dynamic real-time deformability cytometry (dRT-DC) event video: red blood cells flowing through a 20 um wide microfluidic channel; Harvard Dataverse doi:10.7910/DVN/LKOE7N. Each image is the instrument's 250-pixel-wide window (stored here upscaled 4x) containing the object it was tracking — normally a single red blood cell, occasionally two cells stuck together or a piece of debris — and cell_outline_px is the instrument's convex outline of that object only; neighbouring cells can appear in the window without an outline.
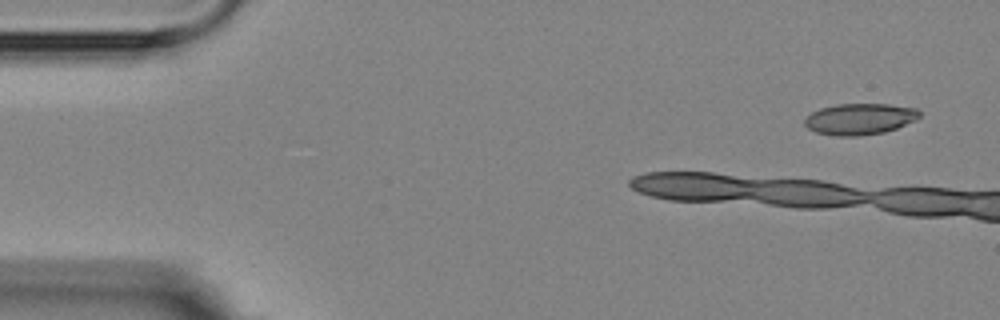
{"species": "Egyptian fruit bat (a non-hibernating species)", "species_latin": "Rousettus aegyptiacus", "temperature_condition": "room temperature", "stored_images_in_passage": 3, "camera_frame_rate_fps": 3000, "um_per_image_px": 0.085, "animal": {"sex": "female"}, "frame": {"image": 1, "passage_image": 1, "time_ms": 0.0, "image_size_px": [1000, 320], "cell_outline_px": [[920, 116], [916, 120], [896, 128], [884, 132], [856, 136], [836, 136], [816, 132], [808, 128], [804, 124], [804, 120], [812, 112], [820, 108], [836, 104], [888, 104], [916, 108], [920, 112]], "centroid_in_image_um": [73.08, 10.11], "position_along_channel_um": 11.9, "area_um2": 20.87}}